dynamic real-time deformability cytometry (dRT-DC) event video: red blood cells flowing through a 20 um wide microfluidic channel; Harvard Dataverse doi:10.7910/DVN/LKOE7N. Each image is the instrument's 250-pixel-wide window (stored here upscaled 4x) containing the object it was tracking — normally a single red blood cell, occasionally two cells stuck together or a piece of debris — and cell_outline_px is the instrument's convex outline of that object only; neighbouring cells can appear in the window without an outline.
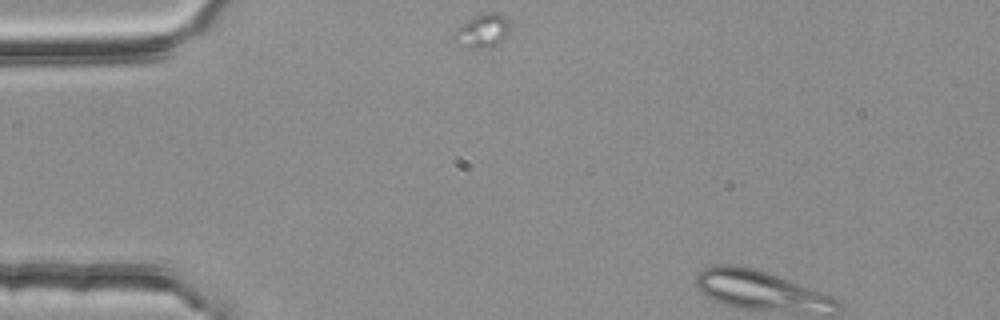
{"species": "common noctule bat (a hibernating species)", "species_latin": "Nyctalus noctula", "temperature_condition": "room temperature", "stored_images_in_passage": 3, "camera_frame_rate_fps": 3000, "um_per_image_px": 0.085, "animal": {"sex": "female", "body_mass_g": 25.1}, "frame": {"image": 1, "passage_image": 1, "time_ms": 0.0, "image_size_px": [1000, 320], "cell_outline_px": [[508, 32], [492, 48], [464, 48], [452, 40], [452, 36], [456, 28], [468, 20], [476, 16], [488, 12], [500, 12], [508, 20]], "centroid_in_image_um": [40.95, 2.64], "position_along_channel_um": 44.1, "area_um2": 10.92}}